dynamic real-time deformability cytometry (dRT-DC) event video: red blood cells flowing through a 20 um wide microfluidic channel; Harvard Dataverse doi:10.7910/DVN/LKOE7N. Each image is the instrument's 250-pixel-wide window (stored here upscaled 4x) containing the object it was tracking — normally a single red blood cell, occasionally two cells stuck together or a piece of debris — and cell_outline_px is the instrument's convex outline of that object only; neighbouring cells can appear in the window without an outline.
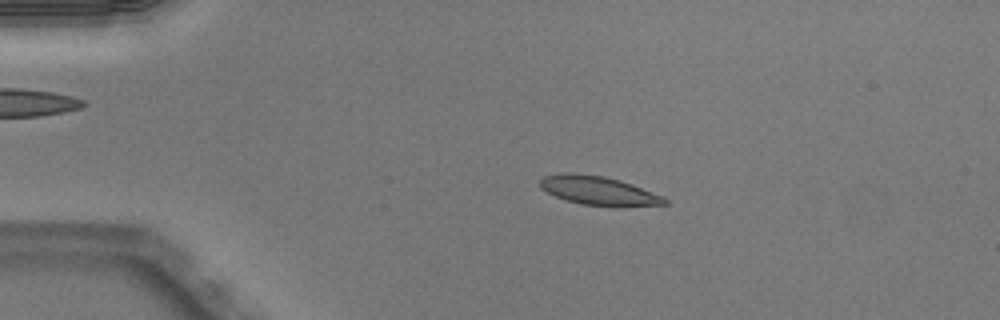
{"species": "Egyptian fruit bat (a non-hibernating species)", "species_latin": "Rousettus aegyptiacus", "temperature_condition": "warm", "stored_images_in_passage": 46, "camera_frame_rate_fps": 3000, "um_per_image_px": 0.085, "animal": {"sex": "male"}, "frame": {"image": 1, "passage_image": 5, "time_ms": 1.333, "image_size_px": [1000, 320], "cell_outline_px": [[668, 204], [624, 208], [612, 208], [580, 204], [556, 196], [540, 188], [540, 180], [544, 176], [560, 172], [572, 172], [604, 176], [620, 180], [632, 184], [664, 196], [668, 200]], "centroid_in_image_um": [50.94, 16.23], "position_along_channel_um": 34.1, "area_um2": 21.62}}
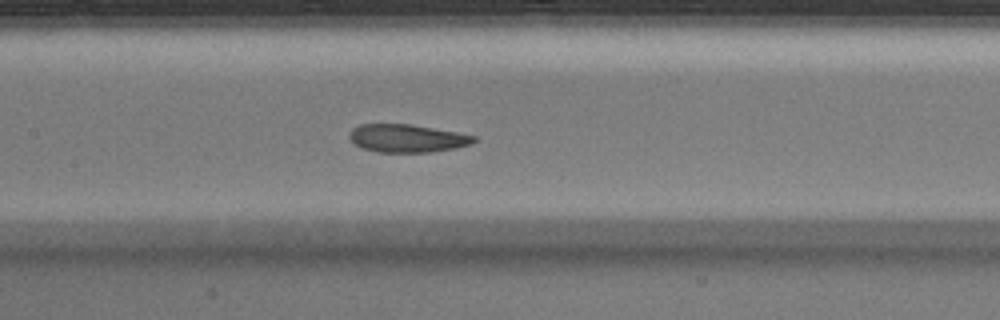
{"frame": {"image": 2, "passage_image": 19, "time_ms": 6.0, "image_size_px": [1000, 320], "cell_outline_px": [[476, 140], [472, 144], [456, 148], [432, 152], [376, 152], [360, 148], [352, 144], [348, 136], [352, 128], [360, 124], [412, 124], [456, 132], [476, 136]], "centroid_in_image_um": [34.56, 11.76], "position_along_channel_um": 172.8, "area_um2": 20.58}}
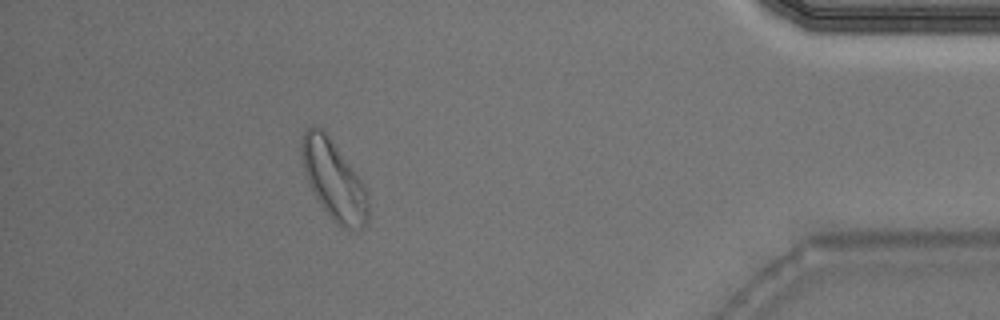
{"frame": {"image": 3, "passage_image": 40, "time_ms": 13.0, "image_size_px": [1000, 320], "cell_outline_px": [[368, 220], [364, 228], [356, 232], [348, 232], [340, 228], [336, 224], [320, 204], [308, 180], [304, 168], [300, 152], [300, 148], [304, 132], [308, 128], [320, 128], [328, 136], [356, 172], [364, 184], [368, 192]], "centroid_in_image_um": [28.43, 15.41], "position_along_channel_um": 406.8, "area_um2": 30.63}, "authors_computed_cell_mechanics": {"area_um2": 21.386, "velocity_mm_per_s": 3.9946, "shape_relaxation_time_tau1_ms": 6.9222, "shape_relaxation_time_tau2_ms": 4.2255, "deformation_change_tau1": 0.1478, "deformation_change_tau2": 0.1025}}